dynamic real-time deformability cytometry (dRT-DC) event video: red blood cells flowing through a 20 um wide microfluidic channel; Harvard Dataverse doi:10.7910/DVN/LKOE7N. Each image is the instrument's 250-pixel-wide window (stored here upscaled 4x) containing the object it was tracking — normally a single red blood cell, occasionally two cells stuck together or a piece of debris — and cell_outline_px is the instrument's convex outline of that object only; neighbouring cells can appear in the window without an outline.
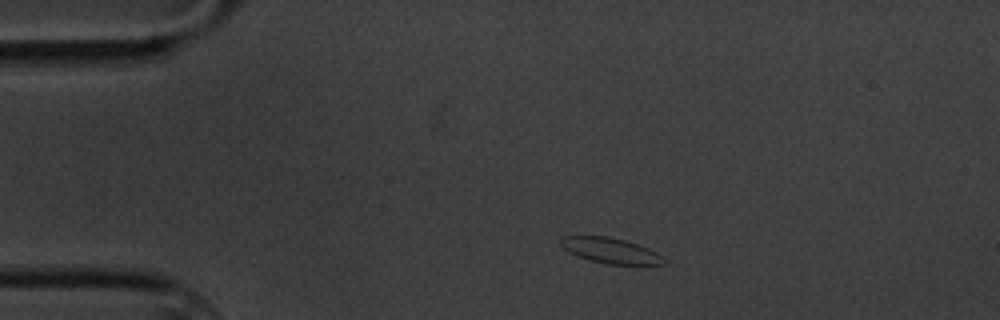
{"species": "common noctule bat (a hibernating species)", "species_latin": "Nyctalus noctula", "temperature_condition": "cold", "stored_images_in_passage": 13, "camera_frame_rate_fps": 3000, "um_per_image_px": 0.085, "animal": {"sex": "male", "body_mass_g": 20.1, "forearm_length_mm": 53.5}, "frame": {"image": 1, "passage_image": 1, "time_ms": 0.0, "image_size_px": [1000, 320], "cell_outline_px": [[668, 264], [604, 264], [576, 256], [568, 252], [560, 244], [560, 236], [608, 236], [624, 240], [648, 248], [656, 252], [668, 260]], "centroid_in_image_um": [51.89, 21.3], "position_along_channel_um": 33.1, "area_um2": 15.37}}
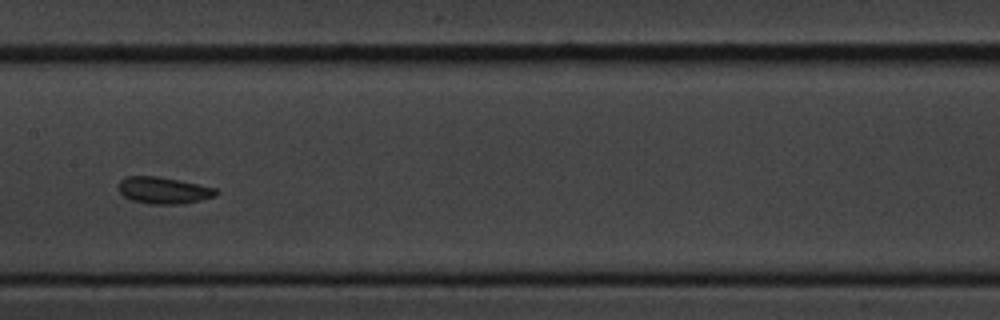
{"frame": {"image": 2, "passage_image": 6, "time_ms": 6.0, "image_size_px": [1000, 320], "cell_outline_px": [[220, 192], [216, 196], [184, 204], [148, 204], [132, 200], [124, 196], [120, 192], [120, 180], [128, 176], [156, 176], [180, 180], [216, 188]], "centroid_in_image_um": [13.95, 16.19], "position_along_channel_um": 193.5, "area_um2": 15.2}}
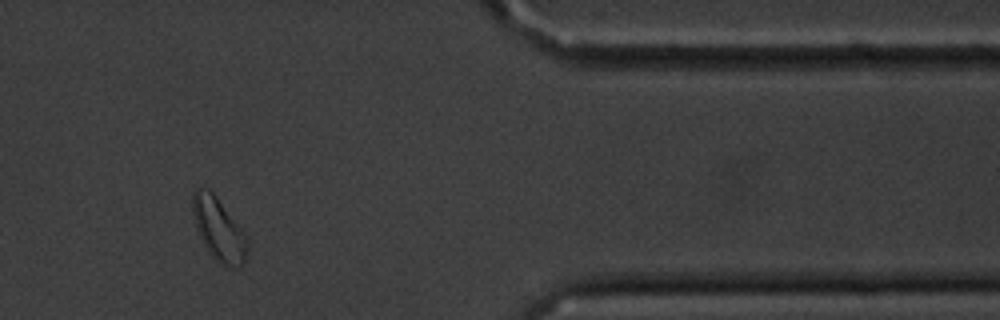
{"frame": {"image": 3, "passage_image": 11, "time_ms": 12.667, "image_size_px": [1000, 320], "cell_outline_px": [[248, 256], [236, 268], [224, 268], [208, 252], [196, 228], [192, 212], [192, 192], [196, 188], [208, 188], [216, 196], [248, 240]], "centroid_in_image_um": [18.56, 19.52], "position_along_channel_um": 392.8, "area_um2": 19.88}, "authors_computed_cell_mechanics": {"area_um2": 14.9702, "velocity_mm_per_s": 3.3782, "shape_relaxation_time_tau1_ms": 2.322, "shape_relaxation_time_tau2_ms": null, "deformation_change_tau1": 0.0563, "deformation_change_tau2": null}}